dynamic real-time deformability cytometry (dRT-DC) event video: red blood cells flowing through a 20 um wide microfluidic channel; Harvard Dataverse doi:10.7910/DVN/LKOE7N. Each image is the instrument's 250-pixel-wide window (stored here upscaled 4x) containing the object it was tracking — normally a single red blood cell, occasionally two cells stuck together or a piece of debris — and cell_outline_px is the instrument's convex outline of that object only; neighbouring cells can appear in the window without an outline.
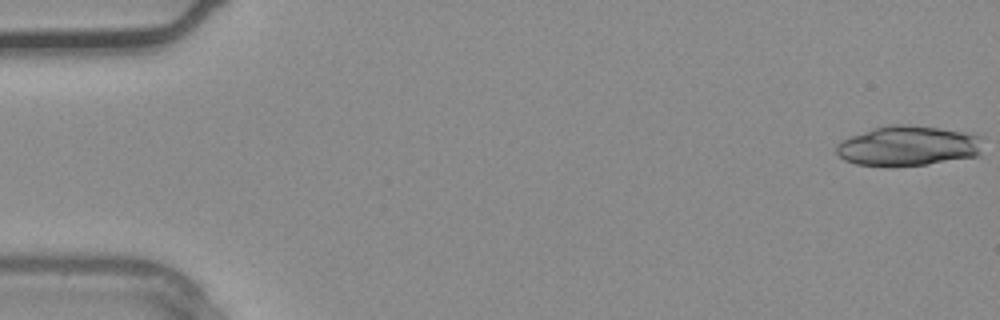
{"species": "common noctule bat (a hibernating species)", "species_latin": "Nyctalus noctula", "temperature_condition": "warm", "stored_images_in_passage": 7, "camera_frame_rate_fps": 3000, "um_per_image_px": 0.085, "animal": {"sex": "male", "body_mass_g": 20.4}, "frame": {"image": 1, "passage_image": 1, "time_ms": 0.0, "image_size_px": [1000, 320], "cell_outline_px": [[984, 136], [980, 156], [928, 164], [892, 168], [856, 164], [844, 160], [836, 152], [836, 144], [840, 140], [872, 128], [888, 124], [912, 124], [940, 128], [964, 132]], "centroid_in_image_um": [77.2, 12.41], "position_along_channel_um": 7.8, "area_um2": 35.2}}